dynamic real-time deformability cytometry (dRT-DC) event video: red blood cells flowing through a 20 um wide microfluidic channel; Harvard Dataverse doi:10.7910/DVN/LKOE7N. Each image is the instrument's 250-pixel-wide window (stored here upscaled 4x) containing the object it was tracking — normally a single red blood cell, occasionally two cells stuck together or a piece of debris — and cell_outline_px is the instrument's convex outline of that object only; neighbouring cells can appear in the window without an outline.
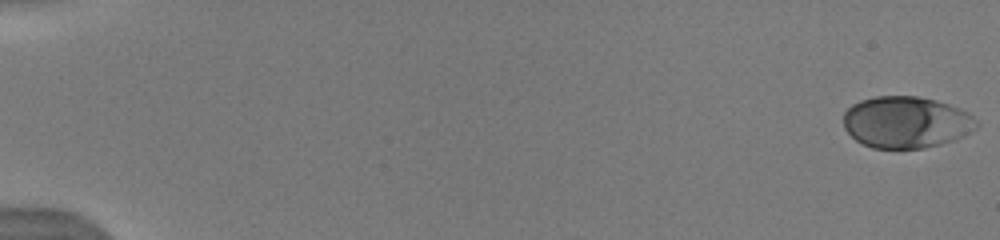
{"species": "human", "species_latin": "Homo sapiens", "temperature_condition": "warm", "stored_images_in_passage": 11, "camera_frame_rate_fps": 3000, "um_per_image_px": 0.085, "donor": {"sex": "male"}, "frame": {"image": 1, "passage_image": 1, "time_ms": 0.0, "image_size_px": [1000, 240], "cell_outline_px": [[980, 124], [976, 128], [952, 140], [940, 144], [924, 148], [872, 148], [856, 140], [844, 128], [844, 112], [852, 104], [860, 100], [876, 96], [920, 96], [936, 100], [960, 108], [968, 112]], "centroid_in_image_um": [77.01, 10.37], "position_along_channel_um": 8.0, "area_um2": 40.0}}
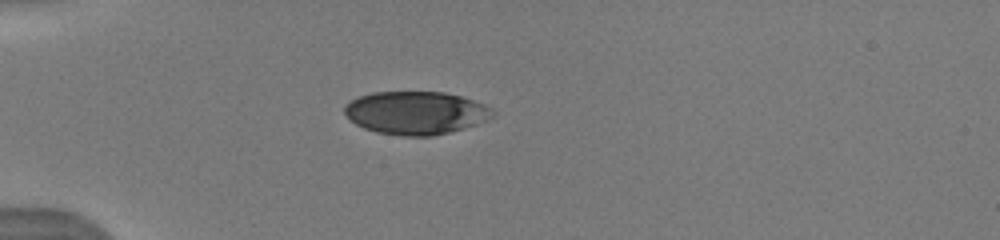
{"frame": {"image": 2, "passage_image": 9, "time_ms": 5.0, "image_size_px": [1000, 240], "cell_outline_px": [[496, 112], [492, 116], [476, 124], [448, 132], [432, 136], [404, 136], [376, 132], [364, 128], [356, 124], [344, 112], [344, 104], [360, 96], [372, 92], [444, 92], [460, 96], [484, 104], [492, 108]], "centroid_in_image_um": [35.33, 9.58], "position_along_channel_um": 49.7, "area_um2": 36.88}}